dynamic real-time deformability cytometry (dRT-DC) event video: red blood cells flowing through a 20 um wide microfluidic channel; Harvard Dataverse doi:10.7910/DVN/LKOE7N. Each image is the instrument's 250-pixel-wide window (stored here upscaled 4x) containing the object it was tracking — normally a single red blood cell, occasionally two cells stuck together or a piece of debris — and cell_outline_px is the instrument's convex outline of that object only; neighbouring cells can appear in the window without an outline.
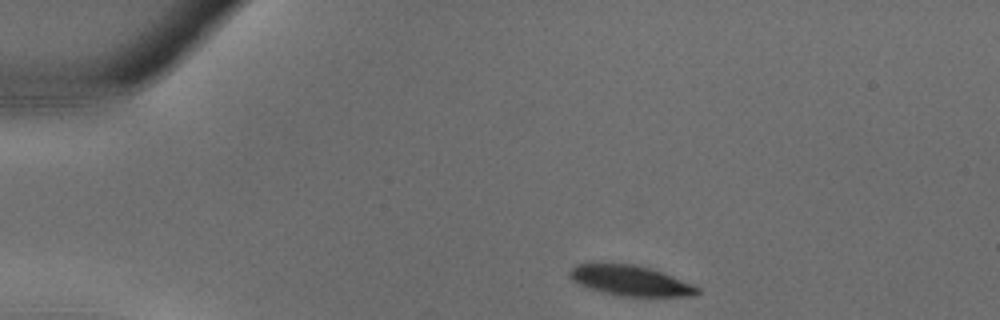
{"species": "common noctule bat (a hibernating species)", "species_latin": "Nyctalus noctula", "temperature_condition": "warm", "stored_images_in_passage": 30, "camera_frame_rate_fps": 3000, "um_per_image_px": 0.085, "animal": {"sex": "male", "body_mass_g": 18.8}, "frame": {"image": 1, "passage_image": 1, "time_ms": 0.0, "image_size_px": [1000, 320], "cell_outline_px": [[700, 292], [692, 296], [620, 296], [588, 288], [572, 280], [568, 276], [568, 272], [576, 264], [592, 260], [636, 264], [664, 272], [692, 284], [700, 288]], "centroid_in_image_um": [53.51, 23.79], "position_along_channel_um": 31.5, "area_um2": 23.29}}
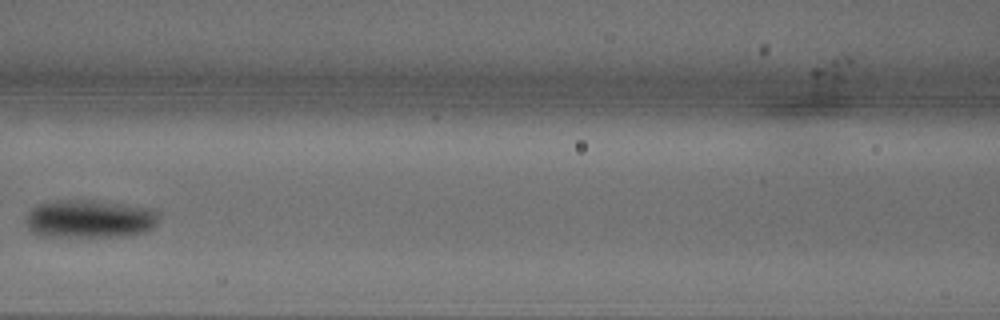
{"frame": {"image": 2, "passage_image": 11, "time_ms": 3.333, "image_size_px": [1000, 320], "cell_outline_px": [[160, 220], [152, 228], [144, 232], [128, 236], [40, 236], [32, 232], [24, 224], [24, 220], [28, 212], [32, 208], [48, 200], [100, 200], [160, 208]], "centroid_in_image_um": [7.69, 18.58], "position_along_channel_um": 158.9, "area_um2": 30.58}}
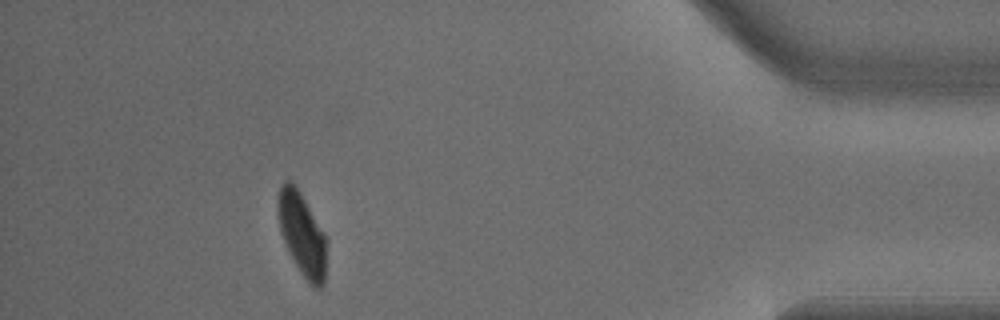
{"frame": {"image": 3, "passage_image": 27, "time_ms": 8.667, "image_size_px": [1000, 320], "cell_outline_px": [[328, 240], [324, 284], [320, 288], [312, 288], [308, 284], [292, 260], [288, 252], [280, 232], [276, 208], [276, 200], [280, 188], [284, 180], [288, 180], [296, 184], [324, 232]], "centroid_in_image_um": [25.67, 19.92], "position_along_channel_um": 409.5, "area_um2": 24.39}}